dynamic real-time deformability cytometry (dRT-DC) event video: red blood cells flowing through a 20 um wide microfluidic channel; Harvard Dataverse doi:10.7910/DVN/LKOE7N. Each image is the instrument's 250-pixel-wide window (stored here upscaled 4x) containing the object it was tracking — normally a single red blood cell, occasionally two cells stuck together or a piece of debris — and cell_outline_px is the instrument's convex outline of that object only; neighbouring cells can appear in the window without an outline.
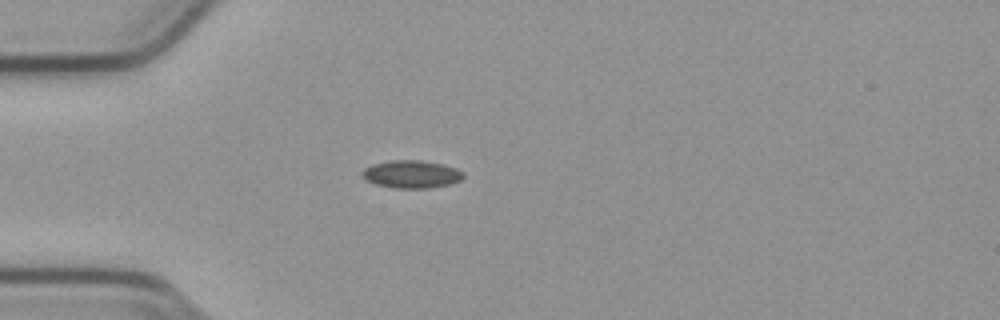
{"species": "common noctule bat (a hibernating species)", "species_latin": "Nyctalus noctula", "temperature_condition": "cold", "stored_images_in_passage": 40, "camera_frame_rate_fps": 3000, "um_per_image_px": 0.085, "animal": {"sex": "male", "body_mass_g": 23.1, "forearm_length_mm": 52.7}, "frame": {"image": 1, "passage_image": 1, "time_ms": 0.0, "image_size_px": [1000, 320], "cell_outline_px": [[464, 176], [460, 180], [448, 184], [428, 188], [392, 188], [376, 184], [360, 176], [360, 172], [364, 168], [372, 164], [392, 160], [420, 160], [444, 164], [456, 168], [464, 172]], "centroid_in_image_um": [34.95, 14.8], "position_along_channel_um": 50.0, "area_um2": 16.42}}
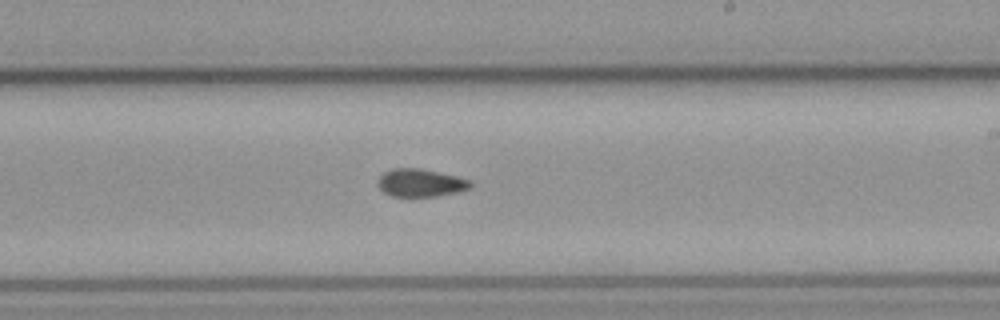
{"frame": {"image": 2, "passage_image": 18, "time_ms": 5.667, "image_size_px": [1000, 320], "cell_outline_px": [[472, 184], [468, 188], [460, 192], [436, 196], [392, 196], [384, 192], [380, 188], [380, 176], [384, 172], [392, 168], [420, 168], [456, 176], [472, 180]], "centroid_in_image_um": [35.79, 15.54], "position_along_channel_um": 253.2, "area_um2": 14.85}}
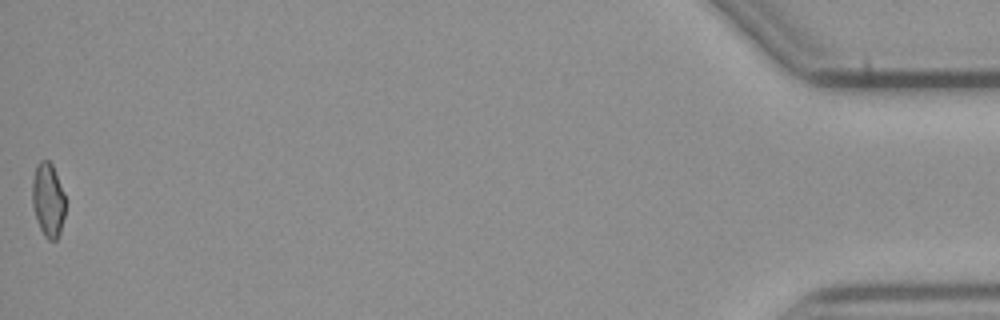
{"frame": {"image": 3, "passage_image": 40, "time_ms": 13.0, "image_size_px": [1000, 320], "cell_outline_px": [[68, 200], [60, 232], [56, 240], [48, 240], [44, 236], [40, 228], [32, 204], [32, 180], [36, 164], [40, 160], [48, 160], [52, 164]], "centroid_in_image_um": [4.11, 16.97], "position_along_channel_um": 431.1, "area_um2": 14.62}, "authors_computed_cell_mechanics": {"area_um2": 15.1436, "velocity_mm_per_s": 3.8093, "shape_relaxation_time_tau1_ms": null, "shape_relaxation_time_tau2_ms": 4.3573, "deformation_change_tau1": null, "deformation_change_tau2": 0.0981}}